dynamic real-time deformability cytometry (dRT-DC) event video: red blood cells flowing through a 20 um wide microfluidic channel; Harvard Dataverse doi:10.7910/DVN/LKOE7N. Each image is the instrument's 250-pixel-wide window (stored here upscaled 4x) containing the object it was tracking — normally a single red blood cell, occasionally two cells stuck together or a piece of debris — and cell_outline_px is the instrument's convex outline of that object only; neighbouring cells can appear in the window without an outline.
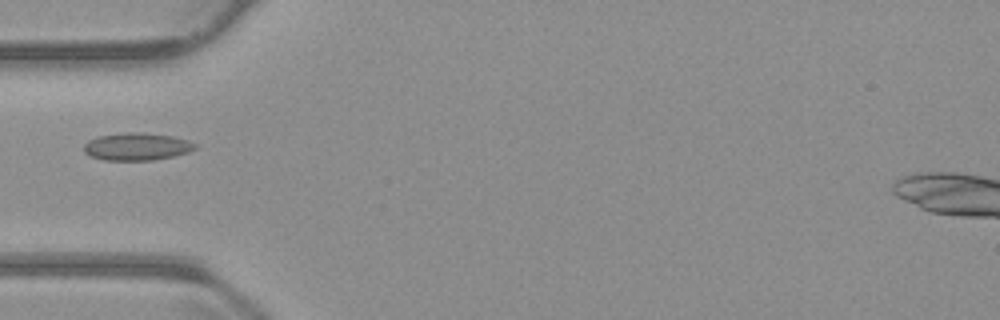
{"species": "common noctule bat (a hibernating species)", "species_latin": "Nyctalus noctula", "temperature_condition": "warm", "stored_images_in_passage": 15, "camera_frame_rate_fps": 3000, "um_per_image_px": 0.085, "animal": {"sex": "male", "body_mass_g": 23.1, "forearm_length_mm": 52.7}, "frame": {"image": 1, "passage_image": 1, "time_ms": 0.0, "image_size_px": [1000, 320], "cell_outline_px": [[200, 144], [196, 148], [188, 152], [172, 156], [152, 160], [104, 160], [92, 156], [84, 152], [84, 144], [88, 140], [100, 136], [132, 132], [140, 132], [172, 136], [188, 140]], "centroid_in_image_um": [11.67, 12.46], "position_along_channel_um": 73.3, "area_um2": 17.69}}
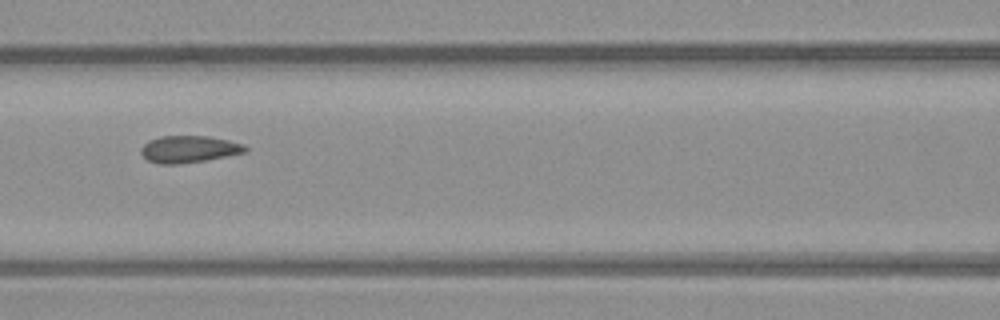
{"frame": {"image": 2, "passage_image": 7, "time_ms": 2.0, "image_size_px": [1000, 320], "cell_outline_px": [[248, 152], [204, 160], [180, 164], [160, 164], [148, 160], [140, 152], [140, 148], [148, 140], [160, 136], [208, 136], [228, 140], [244, 144], [248, 148]], "centroid_in_image_um": [16.06, 12.67], "position_along_channel_um": 150.5, "area_um2": 16.42}}